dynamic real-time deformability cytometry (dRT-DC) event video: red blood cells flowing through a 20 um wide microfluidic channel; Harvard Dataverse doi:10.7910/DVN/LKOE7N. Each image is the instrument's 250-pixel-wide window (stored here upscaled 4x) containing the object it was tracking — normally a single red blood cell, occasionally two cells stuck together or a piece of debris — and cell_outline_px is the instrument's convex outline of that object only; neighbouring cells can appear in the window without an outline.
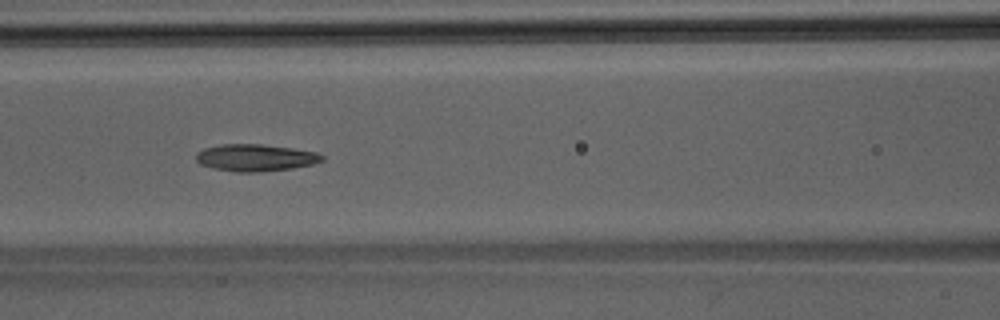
{"species": "Egyptian fruit bat (a non-hibernating species)", "species_latin": "Rousettus aegyptiacus", "temperature_condition": "room temperature", "stored_images_in_passage": 35, "camera_frame_rate_fps": 3000, "um_per_image_px": 0.085, "animal": {"sex": "male"}, "frame": {"image": 1, "passage_image": 20, "time_ms": 6.333, "image_size_px": [1000, 320], "cell_outline_px": [[324, 160], [312, 164], [292, 168], [260, 172], [236, 172], [212, 168], [200, 164], [196, 160], [196, 152], [204, 148], [220, 144], [264, 144], [292, 148], [316, 152], [324, 156]], "centroid_in_image_um": [21.69, 13.4], "position_along_channel_um": 144.9, "area_um2": 19.94}}